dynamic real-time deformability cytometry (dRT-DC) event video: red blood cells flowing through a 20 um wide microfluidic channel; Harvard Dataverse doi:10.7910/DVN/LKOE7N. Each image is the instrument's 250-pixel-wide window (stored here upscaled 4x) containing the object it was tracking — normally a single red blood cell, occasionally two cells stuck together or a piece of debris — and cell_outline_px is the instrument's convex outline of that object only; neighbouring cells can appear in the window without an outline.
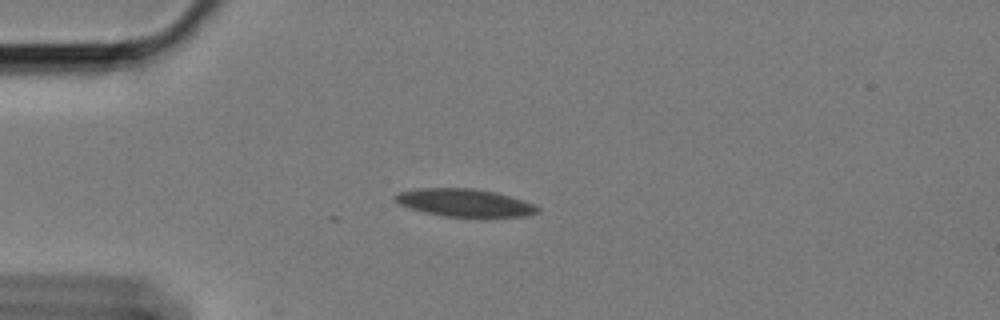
{"species": "Egyptian fruit bat (a non-hibernating species)", "species_latin": "Rousettus aegyptiacus", "temperature_condition": "cold", "stored_images_in_passage": 3, "camera_frame_rate_fps": 3000, "um_per_image_px": 0.085, "animal": {"sex": "female"}, "frame": {"image": 1, "passage_image": 1, "time_ms": 0.0, "image_size_px": [1000, 320], "cell_outline_px": [[540, 212], [528, 216], [484, 220], [444, 216], [424, 212], [400, 204], [392, 200], [392, 196], [400, 192], [420, 188], [472, 188], [496, 192], [524, 200], [540, 208]], "centroid_in_image_um": [39.58, 17.28], "position_along_channel_um": 45.4, "area_um2": 24.04}}